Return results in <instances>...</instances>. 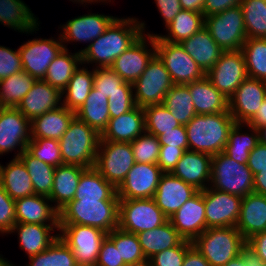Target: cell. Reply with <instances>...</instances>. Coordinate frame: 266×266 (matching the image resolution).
Masks as SVG:
<instances>
[{
    "instance_id": "obj_52",
    "label": "cell",
    "mask_w": 266,
    "mask_h": 266,
    "mask_svg": "<svg viewBox=\"0 0 266 266\" xmlns=\"http://www.w3.org/2000/svg\"><path fill=\"white\" fill-rule=\"evenodd\" d=\"M130 144L135 162L157 164L161 146L158 137L144 132Z\"/></svg>"
},
{
    "instance_id": "obj_56",
    "label": "cell",
    "mask_w": 266,
    "mask_h": 266,
    "mask_svg": "<svg viewBox=\"0 0 266 266\" xmlns=\"http://www.w3.org/2000/svg\"><path fill=\"white\" fill-rule=\"evenodd\" d=\"M110 118L119 117L136 107L133 92H116L108 98Z\"/></svg>"
},
{
    "instance_id": "obj_51",
    "label": "cell",
    "mask_w": 266,
    "mask_h": 266,
    "mask_svg": "<svg viewBox=\"0 0 266 266\" xmlns=\"http://www.w3.org/2000/svg\"><path fill=\"white\" fill-rule=\"evenodd\" d=\"M26 151L34 158L53 167L63 165L59 140L48 138L31 139L27 144Z\"/></svg>"
},
{
    "instance_id": "obj_64",
    "label": "cell",
    "mask_w": 266,
    "mask_h": 266,
    "mask_svg": "<svg viewBox=\"0 0 266 266\" xmlns=\"http://www.w3.org/2000/svg\"><path fill=\"white\" fill-rule=\"evenodd\" d=\"M182 266H211L203 255L192 245L186 252Z\"/></svg>"
},
{
    "instance_id": "obj_28",
    "label": "cell",
    "mask_w": 266,
    "mask_h": 266,
    "mask_svg": "<svg viewBox=\"0 0 266 266\" xmlns=\"http://www.w3.org/2000/svg\"><path fill=\"white\" fill-rule=\"evenodd\" d=\"M180 44L205 74L215 65L224 52L211 37L205 26Z\"/></svg>"
},
{
    "instance_id": "obj_66",
    "label": "cell",
    "mask_w": 266,
    "mask_h": 266,
    "mask_svg": "<svg viewBox=\"0 0 266 266\" xmlns=\"http://www.w3.org/2000/svg\"><path fill=\"white\" fill-rule=\"evenodd\" d=\"M254 193L266 196V170L254 175Z\"/></svg>"
},
{
    "instance_id": "obj_20",
    "label": "cell",
    "mask_w": 266,
    "mask_h": 266,
    "mask_svg": "<svg viewBox=\"0 0 266 266\" xmlns=\"http://www.w3.org/2000/svg\"><path fill=\"white\" fill-rule=\"evenodd\" d=\"M204 190L187 200L170 218L172 226L184 238L193 242L206 230Z\"/></svg>"
},
{
    "instance_id": "obj_1",
    "label": "cell",
    "mask_w": 266,
    "mask_h": 266,
    "mask_svg": "<svg viewBox=\"0 0 266 266\" xmlns=\"http://www.w3.org/2000/svg\"><path fill=\"white\" fill-rule=\"evenodd\" d=\"M145 25L135 18H116L103 34L78 51L82 63H97L96 68L111 67L114 60L144 34Z\"/></svg>"
},
{
    "instance_id": "obj_7",
    "label": "cell",
    "mask_w": 266,
    "mask_h": 266,
    "mask_svg": "<svg viewBox=\"0 0 266 266\" xmlns=\"http://www.w3.org/2000/svg\"><path fill=\"white\" fill-rule=\"evenodd\" d=\"M168 220L153 198L119 200L118 228L125 232L150 231Z\"/></svg>"
},
{
    "instance_id": "obj_57",
    "label": "cell",
    "mask_w": 266,
    "mask_h": 266,
    "mask_svg": "<svg viewBox=\"0 0 266 266\" xmlns=\"http://www.w3.org/2000/svg\"><path fill=\"white\" fill-rule=\"evenodd\" d=\"M95 266H127L123 259H120L119 250L107 236L101 244Z\"/></svg>"
},
{
    "instance_id": "obj_46",
    "label": "cell",
    "mask_w": 266,
    "mask_h": 266,
    "mask_svg": "<svg viewBox=\"0 0 266 266\" xmlns=\"http://www.w3.org/2000/svg\"><path fill=\"white\" fill-rule=\"evenodd\" d=\"M241 50L247 76L266 81V38H247Z\"/></svg>"
},
{
    "instance_id": "obj_69",
    "label": "cell",
    "mask_w": 266,
    "mask_h": 266,
    "mask_svg": "<svg viewBox=\"0 0 266 266\" xmlns=\"http://www.w3.org/2000/svg\"><path fill=\"white\" fill-rule=\"evenodd\" d=\"M224 266H246L244 259H243V251L241 252L240 255H238L234 259H231Z\"/></svg>"
},
{
    "instance_id": "obj_50",
    "label": "cell",
    "mask_w": 266,
    "mask_h": 266,
    "mask_svg": "<svg viewBox=\"0 0 266 266\" xmlns=\"http://www.w3.org/2000/svg\"><path fill=\"white\" fill-rule=\"evenodd\" d=\"M93 87L107 98L116 92H133L132 84L125 82L110 67L94 69Z\"/></svg>"
},
{
    "instance_id": "obj_65",
    "label": "cell",
    "mask_w": 266,
    "mask_h": 266,
    "mask_svg": "<svg viewBox=\"0 0 266 266\" xmlns=\"http://www.w3.org/2000/svg\"><path fill=\"white\" fill-rule=\"evenodd\" d=\"M247 125L256 129L266 125V98L262 102L261 107L258 109L256 115L247 123Z\"/></svg>"
},
{
    "instance_id": "obj_15",
    "label": "cell",
    "mask_w": 266,
    "mask_h": 266,
    "mask_svg": "<svg viewBox=\"0 0 266 266\" xmlns=\"http://www.w3.org/2000/svg\"><path fill=\"white\" fill-rule=\"evenodd\" d=\"M242 197L213 188L204 190L206 229L236 227Z\"/></svg>"
},
{
    "instance_id": "obj_43",
    "label": "cell",
    "mask_w": 266,
    "mask_h": 266,
    "mask_svg": "<svg viewBox=\"0 0 266 266\" xmlns=\"http://www.w3.org/2000/svg\"><path fill=\"white\" fill-rule=\"evenodd\" d=\"M163 105L184 126L196 115L194 103L187 85L174 84L166 93Z\"/></svg>"
},
{
    "instance_id": "obj_48",
    "label": "cell",
    "mask_w": 266,
    "mask_h": 266,
    "mask_svg": "<svg viewBox=\"0 0 266 266\" xmlns=\"http://www.w3.org/2000/svg\"><path fill=\"white\" fill-rule=\"evenodd\" d=\"M28 266H79L74 253L58 237L45 251L29 257Z\"/></svg>"
},
{
    "instance_id": "obj_58",
    "label": "cell",
    "mask_w": 266,
    "mask_h": 266,
    "mask_svg": "<svg viewBox=\"0 0 266 266\" xmlns=\"http://www.w3.org/2000/svg\"><path fill=\"white\" fill-rule=\"evenodd\" d=\"M185 151L184 148L160 146L157 165L163 173H171Z\"/></svg>"
},
{
    "instance_id": "obj_39",
    "label": "cell",
    "mask_w": 266,
    "mask_h": 266,
    "mask_svg": "<svg viewBox=\"0 0 266 266\" xmlns=\"http://www.w3.org/2000/svg\"><path fill=\"white\" fill-rule=\"evenodd\" d=\"M94 85V69L91 72L87 68H78L70 79L66 88L62 91L63 106L76 112L86 101Z\"/></svg>"
},
{
    "instance_id": "obj_63",
    "label": "cell",
    "mask_w": 266,
    "mask_h": 266,
    "mask_svg": "<svg viewBox=\"0 0 266 266\" xmlns=\"http://www.w3.org/2000/svg\"><path fill=\"white\" fill-rule=\"evenodd\" d=\"M246 247L266 265V231L257 233L246 241Z\"/></svg>"
},
{
    "instance_id": "obj_62",
    "label": "cell",
    "mask_w": 266,
    "mask_h": 266,
    "mask_svg": "<svg viewBox=\"0 0 266 266\" xmlns=\"http://www.w3.org/2000/svg\"><path fill=\"white\" fill-rule=\"evenodd\" d=\"M241 1L242 0H205L202 12L203 16L205 18L239 6Z\"/></svg>"
},
{
    "instance_id": "obj_36",
    "label": "cell",
    "mask_w": 266,
    "mask_h": 266,
    "mask_svg": "<svg viewBox=\"0 0 266 266\" xmlns=\"http://www.w3.org/2000/svg\"><path fill=\"white\" fill-rule=\"evenodd\" d=\"M30 10L21 0H0V23L15 31L32 33L39 24Z\"/></svg>"
},
{
    "instance_id": "obj_70",
    "label": "cell",
    "mask_w": 266,
    "mask_h": 266,
    "mask_svg": "<svg viewBox=\"0 0 266 266\" xmlns=\"http://www.w3.org/2000/svg\"><path fill=\"white\" fill-rule=\"evenodd\" d=\"M259 134V141L266 145V125L257 129Z\"/></svg>"
},
{
    "instance_id": "obj_13",
    "label": "cell",
    "mask_w": 266,
    "mask_h": 266,
    "mask_svg": "<svg viewBox=\"0 0 266 266\" xmlns=\"http://www.w3.org/2000/svg\"><path fill=\"white\" fill-rule=\"evenodd\" d=\"M205 76L229 100L248 77L242 50L224 51Z\"/></svg>"
},
{
    "instance_id": "obj_59",
    "label": "cell",
    "mask_w": 266,
    "mask_h": 266,
    "mask_svg": "<svg viewBox=\"0 0 266 266\" xmlns=\"http://www.w3.org/2000/svg\"><path fill=\"white\" fill-rule=\"evenodd\" d=\"M158 140L161 146L179 147L188 150V139L186 128L184 125L175 127L162 135L158 136Z\"/></svg>"
},
{
    "instance_id": "obj_67",
    "label": "cell",
    "mask_w": 266,
    "mask_h": 266,
    "mask_svg": "<svg viewBox=\"0 0 266 266\" xmlns=\"http://www.w3.org/2000/svg\"><path fill=\"white\" fill-rule=\"evenodd\" d=\"M205 0H180V4L183 10H190L194 12H203Z\"/></svg>"
},
{
    "instance_id": "obj_2",
    "label": "cell",
    "mask_w": 266,
    "mask_h": 266,
    "mask_svg": "<svg viewBox=\"0 0 266 266\" xmlns=\"http://www.w3.org/2000/svg\"><path fill=\"white\" fill-rule=\"evenodd\" d=\"M235 123L229 110L217 114H196L185 125L188 150L212 156L223 152Z\"/></svg>"
},
{
    "instance_id": "obj_18",
    "label": "cell",
    "mask_w": 266,
    "mask_h": 266,
    "mask_svg": "<svg viewBox=\"0 0 266 266\" xmlns=\"http://www.w3.org/2000/svg\"><path fill=\"white\" fill-rule=\"evenodd\" d=\"M146 35L151 49L146 44ZM150 50V51H149ZM156 55L155 38L143 34L132 46L114 60L112 68L125 82L133 84L146 69L148 63Z\"/></svg>"
},
{
    "instance_id": "obj_6",
    "label": "cell",
    "mask_w": 266,
    "mask_h": 266,
    "mask_svg": "<svg viewBox=\"0 0 266 266\" xmlns=\"http://www.w3.org/2000/svg\"><path fill=\"white\" fill-rule=\"evenodd\" d=\"M211 188L242 198L254 192V175L246 164H240L224 152L212 156Z\"/></svg>"
},
{
    "instance_id": "obj_12",
    "label": "cell",
    "mask_w": 266,
    "mask_h": 266,
    "mask_svg": "<svg viewBox=\"0 0 266 266\" xmlns=\"http://www.w3.org/2000/svg\"><path fill=\"white\" fill-rule=\"evenodd\" d=\"M148 34L154 36L156 55L165 65L174 84L186 85L205 76L180 43L167 42L161 40L157 34Z\"/></svg>"
},
{
    "instance_id": "obj_5",
    "label": "cell",
    "mask_w": 266,
    "mask_h": 266,
    "mask_svg": "<svg viewBox=\"0 0 266 266\" xmlns=\"http://www.w3.org/2000/svg\"><path fill=\"white\" fill-rule=\"evenodd\" d=\"M192 243L211 266H224L246 248L236 227L207 228Z\"/></svg>"
},
{
    "instance_id": "obj_53",
    "label": "cell",
    "mask_w": 266,
    "mask_h": 266,
    "mask_svg": "<svg viewBox=\"0 0 266 266\" xmlns=\"http://www.w3.org/2000/svg\"><path fill=\"white\" fill-rule=\"evenodd\" d=\"M193 245L191 241L184 240L176 247L165 249L148 260L149 266H182L187 250Z\"/></svg>"
},
{
    "instance_id": "obj_26",
    "label": "cell",
    "mask_w": 266,
    "mask_h": 266,
    "mask_svg": "<svg viewBox=\"0 0 266 266\" xmlns=\"http://www.w3.org/2000/svg\"><path fill=\"white\" fill-rule=\"evenodd\" d=\"M237 230L247 241L257 233L266 231V196L251 193L242 198Z\"/></svg>"
},
{
    "instance_id": "obj_27",
    "label": "cell",
    "mask_w": 266,
    "mask_h": 266,
    "mask_svg": "<svg viewBox=\"0 0 266 266\" xmlns=\"http://www.w3.org/2000/svg\"><path fill=\"white\" fill-rule=\"evenodd\" d=\"M144 132V109L136 106L119 117L110 118L100 140L131 143Z\"/></svg>"
},
{
    "instance_id": "obj_34",
    "label": "cell",
    "mask_w": 266,
    "mask_h": 266,
    "mask_svg": "<svg viewBox=\"0 0 266 266\" xmlns=\"http://www.w3.org/2000/svg\"><path fill=\"white\" fill-rule=\"evenodd\" d=\"M73 200H120L117 189L94 168H86L80 177Z\"/></svg>"
},
{
    "instance_id": "obj_68",
    "label": "cell",
    "mask_w": 266,
    "mask_h": 266,
    "mask_svg": "<svg viewBox=\"0 0 266 266\" xmlns=\"http://www.w3.org/2000/svg\"><path fill=\"white\" fill-rule=\"evenodd\" d=\"M243 259L246 266H266L263 261L247 247L243 250Z\"/></svg>"
},
{
    "instance_id": "obj_30",
    "label": "cell",
    "mask_w": 266,
    "mask_h": 266,
    "mask_svg": "<svg viewBox=\"0 0 266 266\" xmlns=\"http://www.w3.org/2000/svg\"><path fill=\"white\" fill-rule=\"evenodd\" d=\"M86 168L78 165L63 164L55 167L52 192L49 196L54 207L60 211L74 199L82 172Z\"/></svg>"
},
{
    "instance_id": "obj_47",
    "label": "cell",
    "mask_w": 266,
    "mask_h": 266,
    "mask_svg": "<svg viewBox=\"0 0 266 266\" xmlns=\"http://www.w3.org/2000/svg\"><path fill=\"white\" fill-rule=\"evenodd\" d=\"M242 9L247 38H266V2L242 0Z\"/></svg>"
},
{
    "instance_id": "obj_33",
    "label": "cell",
    "mask_w": 266,
    "mask_h": 266,
    "mask_svg": "<svg viewBox=\"0 0 266 266\" xmlns=\"http://www.w3.org/2000/svg\"><path fill=\"white\" fill-rule=\"evenodd\" d=\"M0 182L13 200L34 195L30 175L19 158L12 159L6 167L0 164Z\"/></svg>"
},
{
    "instance_id": "obj_25",
    "label": "cell",
    "mask_w": 266,
    "mask_h": 266,
    "mask_svg": "<svg viewBox=\"0 0 266 266\" xmlns=\"http://www.w3.org/2000/svg\"><path fill=\"white\" fill-rule=\"evenodd\" d=\"M49 202V197L37 194L15 200L16 223L59 225V211Z\"/></svg>"
},
{
    "instance_id": "obj_72",
    "label": "cell",
    "mask_w": 266,
    "mask_h": 266,
    "mask_svg": "<svg viewBox=\"0 0 266 266\" xmlns=\"http://www.w3.org/2000/svg\"><path fill=\"white\" fill-rule=\"evenodd\" d=\"M0 266H14L12 263L10 264L9 261H6L3 257L0 256Z\"/></svg>"
},
{
    "instance_id": "obj_9",
    "label": "cell",
    "mask_w": 266,
    "mask_h": 266,
    "mask_svg": "<svg viewBox=\"0 0 266 266\" xmlns=\"http://www.w3.org/2000/svg\"><path fill=\"white\" fill-rule=\"evenodd\" d=\"M205 27L223 51L241 50L247 39L240 5L205 17Z\"/></svg>"
},
{
    "instance_id": "obj_45",
    "label": "cell",
    "mask_w": 266,
    "mask_h": 266,
    "mask_svg": "<svg viewBox=\"0 0 266 266\" xmlns=\"http://www.w3.org/2000/svg\"><path fill=\"white\" fill-rule=\"evenodd\" d=\"M107 237L119 250L120 259H123L127 266H143L148 260L142 251L137 234L125 232L119 228L107 233Z\"/></svg>"
},
{
    "instance_id": "obj_54",
    "label": "cell",
    "mask_w": 266,
    "mask_h": 266,
    "mask_svg": "<svg viewBox=\"0 0 266 266\" xmlns=\"http://www.w3.org/2000/svg\"><path fill=\"white\" fill-rule=\"evenodd\" d=\"M15 200L3 189L0 182V233H10L16 224Z\"/></svg>"
},
{
    "instance_id": "obj_3",
    "label": "cell",
    "mask_w": 266,
    "mask_h": 266,
    "mask_svg": "<svg viewBox=\"0 0 266 266\" xmlns=\"http://www.w3.org/2000/svg\"><path fill=\"white\" fill-rule=\"evenodd\" d=\"M119 200H71L59 211V225H86L106 233L118 228Z\"/></svg>"
},
{
    "instance_id": "obj_23",
    "label": "cell",
    "mask_w": 266,
    "mask_h": 266,
    "mask_svg": "<svg viewBox=\"0 0 266 266\" xmlns=\"http://www.w3.org/2000/svg\"><path fill=\"white\" fill-rule=\"evenodd\" d=\"M211 163L212 155L186 150L171 174L202 191L210 185Z\"/></svg>"
},
{
    "instance_id": "obj_31",
    "label": "cell",
    "mask_w": 266,
    "mask_h": 266,
    "mask_svg": "<svg viewBox=\"0 0 266 266\" xmlns=\"http://www.w3.org/2000/svg\"><path fill=\"white\" fill-rule=\"evenodd\" d=\"M186 85L189 88L196 114H217L228 111L229 100L213 86L206 76Z\"/></svg>"
},
{
    "instance_id": "obj_19",
    "label": "cell",
    "mask_w": 266,
    "mask_h": 266,
    "mask_svg": "<svg viewBox=\"0 0 266 266\" xmlns=\"http://www.w3.org/2000/svg\"><path fill=\"white\" fill-rule=\"evenodd\" d=\"M163 172L157 164L136 162L117 188L119 199L153 198Z\"/></svg>"
},
{
    "instance_id": "obj_55",
    "label": "cell",
    "mask_w": 266,
    "mask_h": 266,
    "mask_svg": "<svg viewBox=\"0 0 266 266\" xmlns=\"http://www.w3.org/2000/svg\"><path fill=\"white\" fill-rule=\"evenodd\" d=\"M23 71L19 50L0 46V80Z\"/></svg>"
},
{
    "instance_id": "obj_8",
    "label": "cell",
    "mask_w": 266,
    "mask_h": 266,
    "mask_svg": "<svg viewBox=\"0 0 266 266\" xmlns=\"http://www.w3.org/2000/svg\"><path fill=\"white\" fill-rule=\"evenodd\" d=\"M135 163L130 143L99 141L94 168L116 189Z\"/></svg>"
},
{
    "instance_id": "obj_61",
    "label": "cell",
    "mask_w": 266,
    "mask_h": 266,
    "mask_svg": "<svg viewBox=\"0 0 266 266\" xmlns=\"http://www.w3.org/2000/svg\"><path fill=\"white\" fill-rule=\"evenodd\" d=\"M155 2L161 17L165 21V26L169 25L178 13L183 10L180 0H155Z\"/></svg>"
},
{
    "instance_id": "obj_42",
    "label": "cell",
    "mask_w": 266,
    "mask_h": 266,
    "mask_svg": "<svg viewBox=\"0 0 266 266\" xmlns=\"http://www.w3.org/2000/svg\"><path fill=\"white\" fill-rule=\"evenodd\" d=\"M18 158L30 175L34 194L49 197L53 188L55 167L34 158L26 150Z\"/></svg>"
},
{
    "instance_id": "obj_24",
    "label": "cell",
    "mask_w": 266,
    "mask_h": 266,
    "mask_svg": "<svg viewBox=\"0 0 266 266\" xmlns=\"http://www.w3.org/2000/svg\"><path fill=\"white\" fill-rule=\"evenodd\" d=\"M116 18L98 13L73 18L65 25L63 24V33L60 35L61 41L65 43H69V41L92 42L103 34Z\"/></svg>"
},
{
    "instance_id": "obj_16",
    "label": "cell",
    "mask_w": 266,
    "mask_h": 266,
    "mask_svg": "<svg viewBox=\"0 0 266 266\" xmlns=\"http://www.w3.org/2000/svg\"><path fill=\"white\" fill-rule=\"evenodd\" d=\"M30 140V121L16 107H0V155L17 146L20 150L14 158H18Z\"/></svg>"
},
{
    "instance_id": "obj_29",
    "label": "cell",
    "mask_w": 266,
    "mask_h": 266,
    "mask_svg": "<svg viewBox=\"0 0 266 266\" xmlns=\"http://www.w3.org/2000/svg\"><path fill=\"white\" fill-rule=\"evenodd\" d=\"M54 228L59 230V225L16 223L9 234L17 231L20 248L32 257L45 251L59 237L50 233Z\"/></svg>"
},
{
    "instance_id": "obj_21",
    "label": "cell",
    "mask_w": 266,
    "mask_h": 266,
    "mask_svg": "<svg viewBox=\"0 0 266 266\" xmlns=\"http://www.w3.org/2000/svg\"><path fill=\"white\" fill-rule=\"evenodd\" d=\"M199 190L171 173H163L153 199L168 219Z\"/></svg>"
},
{
    "instance_id": "obj_14",
    "label": "cell",
    "mask_w": 266,
    "mask_h": 266,
    "mask_svg": "<svg viewBox=\"0 0 266 266\" xmlns=\"http://www.w3.org/2000/svg\"><path fill=\"white\" fill-rule=\"evenodd\" d=\"M57 39H33L21 45L18 50L21 56L23 71L36 80L45 78L47 68L51 62L65 48L61 38Z\"/></svg>"
},
{
    "instance_id": "obj_32",
    "label": "cell",
    "mask_w": 266,
    "mask_h": 266,
    "mask_svg": "<svg viewBox=\"0 0 266 266\" xmlns=\"http://www.w3.org/2000/svg\"><path fill=\"white\" fill-rule=\"evenodd\" d=\"M75 117V112L63 105L55 110L45 112L43 115L30 121L31 139H56L59 140L67 131L69 123Z\"/></svg>"
},
{
    "instance_id": "obj_35",
    "label": "cell",
    "mask_w": 266,
    "mask_h": 266,
    "mask_svg": "<svg viewBox=\"0 0 266 266\" xmlns=\"http://www.w3.org/2000/svg\"><path fill=\"white\" fill-rule=\"evenodd\" d=\"M137 236L147 260L165 249L178 246L184 241V238L175 230L169 220L153 230L138 233Z\"/></svg>"
},
{
    "instance_id": "obj_49",
    "label": "cell",
    "mask_w": 266,
    "mask_h": 266,
    "mask_svg": "<svg viewBox=\"0 0 266 266\" xmlns=\"http://www.w3.org/2000/svg\"><path fill=\"white\" fill-rule=\"evenodd\" d=\"M143 109L145 132L156 137L181 125L163 104L149 105Z\"/></svg>"
},
{
    "instance_id": "obj_60",
    "label": "cell",
    "mask_w": 266,
    "mask_h": 266,
    "mask_svg": "<svg viewBox=\"0 0 266 266\" xmlns=\"http://www.w3.org/2000/svg\"><path fill=\"white\" fill-rule=\"evenodd\" d=\"M248 168L253 175L266 170V145L259 142L258 145L250 152L247 161Z\"/></svg>"
},
{
    "instance_id": "obj_22",
    "label": "cell",
    "mask_w": 266,
    "mask_h": 266,
    "mask_svg": "<svg viewBox=\"0 0 266 266\" xmlns=\"http://www.w3.org/2000/svg\"><path fill=\"white\" fill-rule=\"evenodd\" d=\"M62 97H64L62 92L48 84L44 79L35 80L32 88L16 108L29 121H32L45 112L60 108L63 105Z\"/></svg>"
},
{
    "instance_id": "obj_44",
    "label": "cell",
    "mask_w": 266,
    "mask_h": 266,
    "mask_svg": "<svg viewBox=\"0 0 266 266\" xmlns=\"http://www.w3.org/2000/svg\"><path fill=\"white\" fill-rule=\"evenodd\" d=\"M35 80L25 71L0 80V107H17Z\"/></svg>"
},
{
    "instance_id": "obj_71",
    "label": "cell",
    "mask_w": 266,
    "mask_h": 266,
    "mask_svg": "<svg viewBox=\"0 0 266 266\" xmlns=\"http://www.w3.org/2000/svg\"><path fill=\"white\" fill-rule=\"evenodd\" d=\"M73 1V0H72ZM75 2H80L81 4H84L83 2H85V3H93V2H105V1H107V0H74ZM110 2H111V0H109Z\"/></svg>"
},
{
    "instance_id": "obj_10",
    "label": "cell",
    "mask_w": 266,
    "mask_h": 266,
    "mask_svg": "<svg viewBox=\"0 0 266 266\" xmlns=\"http://www.w3.org/2000/svg\"><path fill=\"white\" fill-rule=\"evenodd\" d=\"M59 237L74 253L79 266H95L107 233L86 225H59Z\"/></svg>"
},
{
    "instance_id": "obj_38",
    "label": "cell",
    "mask_w": 266,
    "mask_h": 266,
    "mask_svg": "<svg viewBox=\"0 0 266 266\" xmlns=\"http://www.w3.org/2000/svg\"><path fill=\"white\" fill-rule=\"evenodd\" d=\"M68 49L64 48L60 54L51 62L47 68L44 80L59 91H63L68 85L74 72L82 64L79 52L68 54Z\"/></svg>"
},
{
    "instance_id": "obj_37",
    "label": "cell",
    "mask_w": 266,
    "mask_h": 266,
    "mask_svg": "<svg viewBox=\"0 0 266 266\" xmlns=\"http://www.w3.org/2000/svg\"><path fill=\"white\" fill-rule=\"evenodd\" d=\"M108 108V98L93 87L82 107L75 112V116L101 135L109 123Z\"/></svg>"
},
{
    "instance_id": "obj_40",
    "label": "cell",
    "mask_w": 266,
    "mask_h": 266,
    "mask_svg": "<svg viewBox=\"0 0 266 266\" xmlns=\"http://www.w3.org/2000/svg\"><path fill=\"white\" fill-rule=\"evenodd\" d=\"M205 26L203 13L181 10L173 21L166 26L169 35H157L161 40L171 43H181L193 36Z\"/></svg>"
},
{
    "instance_id": "obj_4",
    "label": "cell",
    "mask_w": 266,
    "mask_h": 266,
    "mask_svg": "<svg viewBox=\"0 0 266 266\" xmlns=\"http://www.w3.org/2000/svg\"><path fill=\"white\" fill-rule=\"evenodd\" d=\"M101 135L76 116L59 139L63 164L94 167Z\"/></svg>"
},
{
    "instance_id": "obj_41",
    "label": "cell",
    "mask_w": 266,
    "mask_h": 266,
    "mask_svg": "<svg viewBox=\"0 0 266 266\" xmlns=\"http://www.w3.org/2000/svg\"><path fill=\"white\" fill-rule=\"evenodd\" d=\"M245 125L251 129V135L240 133V129L244 125L241 123H235L229 132L228 141L223 151L228 157L240 164H247L250 152L260 142L258 130L247 124Z\"/></svg>"
},
{
    "instance_id": "obj_17",
    "label": "cell",
    "mask_w": 266,
    "mask_h": 266,
    "mask_svg": "<svg viewBox=\"0 0 266 266\" xmlns=\"http://www.w3.org/2000/svg\"><path fill=\"white\" fill-rule=\"evenodd\" d=\"M266 98V81L247 77L229 99L228 110L236 123L247 124Z\"/></svg>"
},
{
    "instance_id": "obj_11",
    "label": "cell",
    "mask_w": 266,
    "mask_h": 266,
    "mask_svg": "<svg viewBox=\"0 0 266 266\" xmlns=\"http://www.w3.org/2000/svg\"><path fill=\"white\" fill-rule=\"evenodd\" d=\"M174 83L163 62L155 55L144 72L132 84L136 106L163 104L166 93Z\"/></svg>"
}]
</instances>
